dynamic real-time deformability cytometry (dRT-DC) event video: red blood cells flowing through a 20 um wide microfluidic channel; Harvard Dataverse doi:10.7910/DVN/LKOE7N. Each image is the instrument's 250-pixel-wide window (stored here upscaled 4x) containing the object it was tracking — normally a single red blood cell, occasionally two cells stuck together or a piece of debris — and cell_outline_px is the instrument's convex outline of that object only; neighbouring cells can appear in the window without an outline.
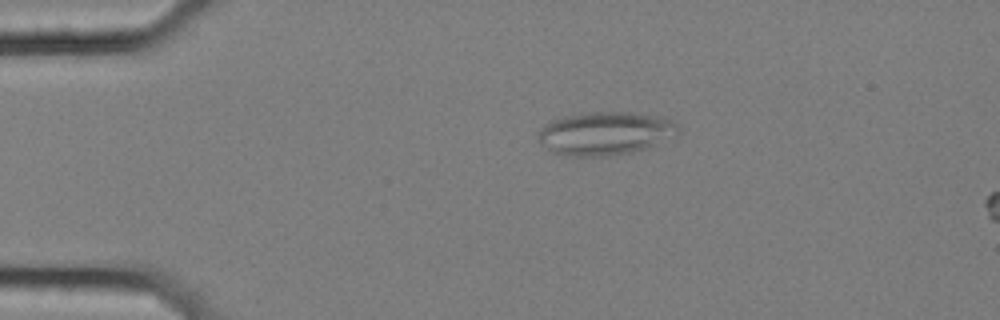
{"species": "common noctule bat (a hibernating species)", "species_latin": "Nyctalus noctula", "temperature_condition": "cold", "stored_images_in_passage": 9, "camera_frame_rate_fps": 3000, "um_per_image_px": 0.085, "animal": {"sex": "female", "body_mass_g": 25.1}, "frame": {"image": 1, "passage_image": 7, "time_ms": 2.0, "image_size_px": [1000, 320], "cell_outline_px": [[680, 132], [676, 136], [644, 148], [628, 152], [608, 156], [564, 156], [552, 152], [540, 144], [540, 128], [552, 120], [564, 116], [588, 112], [628, 112], [652, 116], [668, 120], [676, 124]], "centroid_in_image_um": [51.39, 11.34], "position_along_channel_um": 33.6, "area_um2": 34.8}}